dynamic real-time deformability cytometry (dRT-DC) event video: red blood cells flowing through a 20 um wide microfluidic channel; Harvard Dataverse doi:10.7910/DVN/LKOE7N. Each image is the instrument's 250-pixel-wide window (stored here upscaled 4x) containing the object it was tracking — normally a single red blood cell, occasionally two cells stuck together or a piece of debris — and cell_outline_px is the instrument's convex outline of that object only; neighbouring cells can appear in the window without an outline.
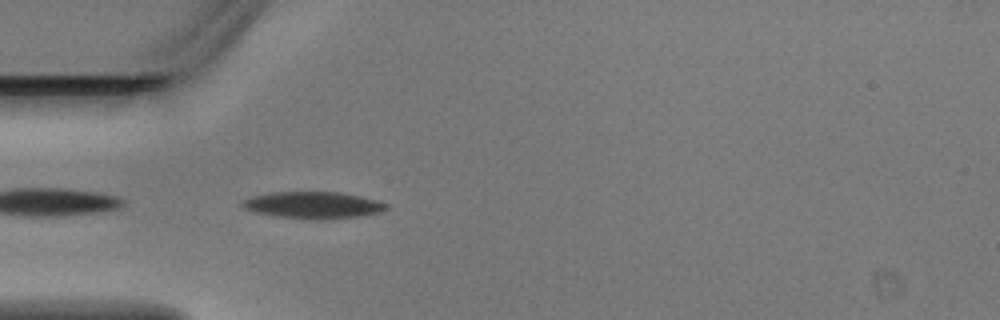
{"species": "Egyptian fruit bat (a non-hibernating species)", "species_latin": "Rousettus aegyptiacus", "temperature_condition": "warm", "stored_images_in_passage": 1, "camera_frame_rate_fps": 3000, "um_per_image_px": 0.085, "animal": {"sex": "male"}, "frame": {"image": 1, "passage_image": 1, "time_ms": 0.0, "image_size_px": [1000, 320], "cell_outline_px": [[388, 208], [380, 212], [360, 216], [316, 220], [276, 216], [256, 212], [244, 208], [240, 204], [240, 200], [252, 196], [268, 192], [340, 192], [360, 196], [376, 200], [388, 204]], "centroid_in_image_um": [26.58, 17.43], "position_along_channel_um": 58.4, "area_um2": 22.54}}